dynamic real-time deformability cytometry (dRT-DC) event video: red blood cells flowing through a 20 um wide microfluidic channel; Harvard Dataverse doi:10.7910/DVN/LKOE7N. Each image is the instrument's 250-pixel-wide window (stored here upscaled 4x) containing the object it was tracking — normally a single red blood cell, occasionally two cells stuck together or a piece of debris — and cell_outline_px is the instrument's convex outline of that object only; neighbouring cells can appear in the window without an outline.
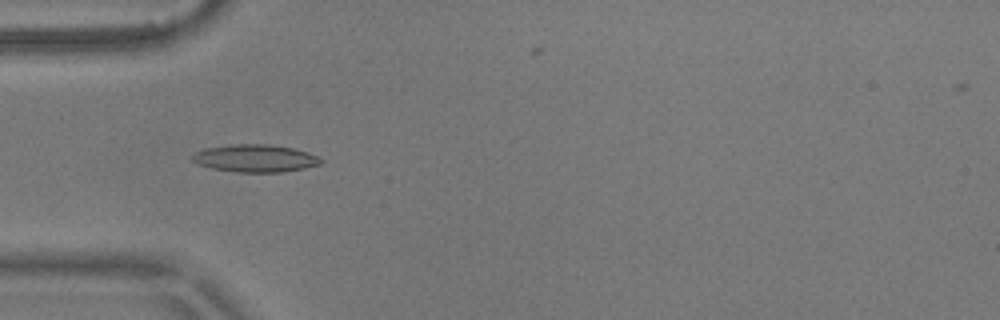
{"species": "common noctule bat (a hibernating species)", "species_latin": "Nyctalus noctula", "temperature_condition": "warm", "stored_images_in_passage": 6, "camera_frame_rate_fps": 3000, "um_per_image_px": 0.085, "animal": {"sex": "male", "body_mass_g": 17.9}, "frame": {"image": 1, "passage_image": 5, "time_ms": 1.333, "image_size_px": [1000, 320], "cell_outline_px": [[324, 160], [320, 164], [304, 168], [280, 172], [236, 172], [212, 168], [196, 164], [192, 160], [192, 156], [196, 152], [204, 148], [232, 144], [268, 144], [292, 148], [308, 152]], "centroid_in_image_um": [21.67, 13.45], "position_along_channel_um": 63.3, "area_um2": 20.58}}